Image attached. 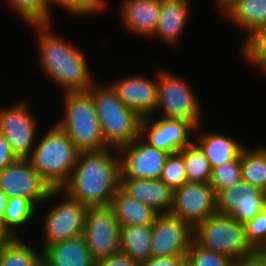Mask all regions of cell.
Returning <instances> with one entry per match:
<instances>
[{"mask_svg": "<svg viewBox=\"0 0 266 266\" xmlns=\"http://www.w3.org/2000/svg\"><path fill=\"white\" fill-rule=\"evenodd\" d=\"M65 199L59 204L50 207L44 222V250L58 242L66 241L84 234L85 217L88 207L66 192Z\"/></svg>", "mask_w": 266, "mask_h": 266, "instance_id": "10", "label": "cell"}, {"mask_svg": "<svg viewBox=\"0 0 266 266\" xmlns=\"http://www.w3.org/2000/svg\"><path fill=\"white\" fill-rule=\"evenodd\" d=\"M13 237L5 229L2 219H0V249L9 242Z\"/></svg>", "mask_w": 266, "mask_h": 266, "instance_id": "41", "label": "cell"}, {"mask_svg": "<svg viewBox=\"0 0 266 266\" xmlns=\"http://www.w3.org/2000/svg\"><path fill=\"white\" fill-rule=\"evenodd\" d=\"M244 226L246 239L255 250L266 246V207Z\"/></svg>", "mask_w": 266, "mask_h": 266, "instance_id": "36", "label": "cell"}, {"mask_svg": "<svg viewBox=\"0 0 266 266\" xmlns=\"http://www.w3.org/2000/svg\"><path fill=\"white\" fill-rule=\"evenodd\" d=\"M151 118H142L140 125V137L149 145L174 154L192 143L190 134H194L195 127L188 121L163 117L153 121Z\"/></svg>", "mask_w": 266, "mask_h": 266, "instance_id": "15", "label": "cell"}, {"mask_svg": "<svg viewBox=\"0 0 266 266\" xmlns=\"http://www.w3.org/2000/svg\"><path fill=\"white\" fill-rule=\"evenodd\" d=\"M64 117L56 124L81 151H99L108 148L102 133L96 107L88 92H64Z\"/></svg>", "mask_w": 266, "mask_h": 266, "instance_id": "5", "label": "cell"}, {"mask_svg": "<svg viewBox=\"0 0 266 266\" xmlns=\"http://www.w3.org/2000/svg\"><path fill=\"white\" fill-rule=\"evenodd\" d=\"M34 147L28 158L32 167L51 189H62L71 176L80 151L57 124Z\"/></svg>", "mask_w": 266, "mask_h": 266, "instance_id": "4", "label": "cell"}, {"mask_svg": "<svg viewBox=\"0 0 266 266\" xmlns=\"http://www.w3.org/2000/svg\"><path fill=\"white\" fill-rule=\"evenodd\" d=\"M26 104L19 102L10 108H0V133L18 159H28L36 141L37 120Z\"/></svg>", "mask_w": 266, "mask_h": 266, "instance_id": "12", "label": "cell"}, {"mask_svg": "<svg viewBox=\"0 0 266 266\" xmlns=\"http://www.w3.org/2000/svg\"><path fill=\"white\" fill-rule=\"evenodd\" d=\"M160 180L173 191L188 182L183 155L180 152L170 154L167 157Z\"/></svg>", "mask_w": 266, "mask_h": 266, "instance_id": "33", "label": "cell"}, {"mask_svg": "<svg viewBox=\"0 0 266 266\" xmlns=\"http://www.w3.org/2000/svg\"><path fill=\"white\" fill-rule=\"evenodd\" d=\"M186 256L150 257L147 261L139 263V266H184Z\"/></svg>", "mask_w": 266, "mask_h": 266, "instance_id": "38", "label": "cell"}, {"mask_svg": "<svg viewBox=\"0 0 266 266\" xmlns=\"http://www.w3.org/2000/svg\"><path fill=\"white\" fill-rule=\"evenodd\" d=\"M48 10H50L51 5L54 3L59 5L64 9V11L75 15H93L94 13H99L101 9L105 8L104 0H45Z\"/></svg>", "mask_w": 266, "mask_h": 266, "instance_id": "35", "label": "cell"}, {"mask_svg": "<svg viewBox=\"0 0 266 266\" xmlns=\"http://www.w3.org/2000/svg\"><path fill=\"white\" fill-rule=\"evenodd\" d=\"M188 0H161L158 23L153 34L169 45L176 44L185 29L189 13Z\"/></svg>", "mask_w": 266, "mask_h": 266, "instance_id": "21", "label": "cell"}, {"mask_svg": "<svg viewBox=\"0 0 266 266\" xmlns=\"http://www.w3.org/2000/svg\"><path fill=\"white\" fill-rule=\"evenodd\" d=\"M120 178L160 179L170 153L146 143L140 136L118 149Z\"/></svg>", "mask_w": 266, "mask_h": 266, "instance_id": "13", "label": "cell"}, {"mask_svg": "<svg viewBox=\"0 0 266 266\" xmlns=\"http://www.w3.org/2000/svg\"><path fill=\"white\" fill-rule=\"evenodd\" d=\"M46 266H94L83 235L58 242L42 250Z\"/></svg>", "mask_w": 266, "mask_h": 266, "instance_id": "20", "label": "cell"}, {"mask_svg": "<svg viewBox=\"0 0 266 266\" xmlns=\"http://www.w3.org/2000/svg\"><path fill=\"white\" fill-rule=\"evenodd\" d=\"M217 212L245 224L266 207V193L258 187L241 181L216 195Z\"/></svg>", "mask_w": 266, "mask_h": 266, "instance_id": "16", "label": "cell"}, {"mask_svg": "<svg viewBox=\"0 0 266 266\" xmlns=\"http://www.w3.org/2000/svg\"><path fill=\"white\" fill-rule=\"evenodd\" d=\"M15 12L26 23L42 24L50 23L51 13L48 10L45 0H8Z\"/></svg>", "mask_w": 266, "mask_h": 266, "instance_id": "32", "label": "cell"}, {"mask_svg": "<svg viewBox=\"0 0 266 266\" xmlns=\"http://www.w3.org/2000/svg\"><path fill=\"white\" fill-rule=\"evenodd\" d=\"M234 266H266V256L261 250H255L253 253L235 261Z\"/></svg>", "mask_w": 266, "mask_h": 266, "instance_id": "40", "label": "cell"}, {"mask_svg": "<svg viewBox=\"0 0 266 266\" xmlns=\"http://www.w3.org/2000/svg\"><path fill=\"white\" fill-rule=\"evenodd\" d=\"M216 213V194L209 183L186 182L174 190L170 214L192 228Z\"/></svg>", "mask_w": 266, "mask_h": 266, "instance_id": "11", "label": "cell"}, {"mask_svg": "<svg viewBox=\"0 0 266 266\" xmlns=\"http://www.w3.org/2000/svg\"><path fill=\"white\" fill-rule=\"evenodd\" d=\"M120 79L109 84L118 98L141 118L154 115L157 104V76L155 80L140 75H129Z\"/></svg>", "mask_w": 266, "mask_h": 266, "instance_id": "17", "label": "cell"}, {"mask_svg": "<svg viewBox=\"0 0 266 266\" xmlns=\"http://www.w3.org/2000/svg\"><path fill=\"white\" fill-rule=\"evenodd\" d=\"M157 104L155 111L164 114L163 118L188 121L195 128L200 126L201 105L187 80L163 68L157 72Z\"/></svg>", "mask_w": 266, "mask_h": 266, "instance_id": "7", "label": "cell"}, {"mask_svg": "<svg viewBox=\"0 0 266 266\" xmlns=\"http://www.w3.org/2000/svg\"><path fill=\"white\" fill-rule=\"evenodd\" d=\"M8 198L9 197L6 195V193L0 189V219H3Z\"/></svg>", "mask_w": 266, "mask_h": 266, "instance_id": "42", "label": "cell"}, {"mask_svg": "<svg viewBox=\"0 0 266 266\" xmlns=\"http://www.w3.org/2000/svg\"><path fill=\"white\" fill-rule=\"evenodd\" d=\"M228 21L246 31V37L266 24V0H238L224 15Z\"/></svg>", "mask_w": 266, "mask_h": 266, "instance_id": "25", "label": "cell"}, {"mask_svg": "<svg viewBox=\"0 0 266 266\" xmlns=\"http://www.w3.org/2000/svg\"><path fill=\"white\" fill-rule=\"evenodd\" d=\"M193 241L205 250L235 261L255 251L246 239L244 224L226 214L216 213L196 225Z\"/></svg>", "mask_w": 266, "mask_h": 266, "instance_id": "6", "label": "cell"}, {"mask_svg": "<svg viewBox=\"0 0 266 266\" xmlns=\"http://www.w3.org/2000/svg\"><path fill=\"white\" fill-rule=\"evenodd\" d=\"M110 147L81 151L62 191L87 207L108 206L120 185V157Z\"/></svg>", "mask_w": 266, "mask_h": 266, "instance_id": "1", "label": "cell"}, {"mask_svg": "<svg viewBox=\"0 0 266 266\" xmlns=\"http://www.w3.org/2000/svg\"><path fill=\"white\" fill-rule=\"evenodd\" d=\"M224 14L238 0H217Z\"/></svg>", "mask_w": 266, "mask_h": 266, "instance_id": "43", "label": "cell"}, {"mask_svg": "<svg viewBox=\"0 0 266 266\" xmlns=\"http://www.w3.org/2000/svg\"><path fill=\"white\" fill-rule=\"evenodd\" d=\"M193 241V228L178 217L158 214L152 224V257L186 256Z\"/></svg>", "mask_w": 266, "mask_h": 266, "instance_id": "14", "label": "cell"}, {"mask_svg": "<svg viewBox=\"0 0 266 266\" xmlns=\"http://www.w3.org/2000/svg\"><path fill=\"white\" fill-rule=\"evenodd\" d=\"M244 42L241 47L243 57L266 72V24L256 28Z\"/></svg>", "mask_w": 266, "mask_h": 266, "instance_id": "31", "label": "cell"}, {"mask_svg": "<svg viewBox=\"0 0 266 266\" xmlns=\"http://www.w3.org/2000/svg\"><path fill=\"white\" fill-rule=\"evenodd\" d=\"M188 182L209 183L211 166L202 149L193 141L180 151Z\"/></svg>", "mask_w": 266, "mask_h": 266, "instance_id": "29", "label": "cell"}, {"mask_svg": "<svg viewBox=\"0 0 266 266\" xmlns=\"http://www.w3.org/2000/svg\"><path fill=\"white\" fill-rule=\"evenodd\" d=\"M261 251L265 254V256H266V246L265 247H263L262 249H261Z\"/></svg>", "mask_w": 266, "mask_h": 266, "instance_id": "44", "label": "cell"}, {"mask_svg": "<svg viewBox=\"0 0 266 266\" xmlns=\"http://www.w3.org/2000/svg\"><path fill=\"white\" fill-rule=\"evenodd\" d=\"M247 149L241 151L242 181L266 193V146Z\"/></svg>", "mask_w": 266, "mask_h": 266, "instance_id": "26", "label": "cell"}, {"mask_svg": "<svg viewBox=\"0 0 266 266\" xmlns=\"http://www.w3.org/2000/svg\"><path fill=\"white\" fill-rule=\"evenodd\" d=\"M120 252L134 261H147L151 254L152 225L120 226Z\"/></svg>", "mask_w": 266, "mask_h": 266, "instance_id": "24", "label": "cell"}, {"mask_svg": "<svg viewBox=\"0 0 266 266\" xmlns=\"http://www.w3.org/2000/svg\"><path fill=\"white\" fill-rule=\"evenodd\" d=\"M4 135L0 133V172L17 160Z\"/></svg>", "mask_w": 266, "mask_h": 266, "instance_id": "39", "label": "cell"}, {"mask_svg": "<svg viewBox=\"0 0 266 266\" xmlns=\"http://www.w3.org/2000/svg\"><path fill=\"white\" fill-rule=\"evenodd\" d=\"M120 224L108 206L88 207L84 238L94 261L120 252Z\"/></svg>", "mask_w": 266, "mask_h": 266, "instance_id": "8", "label": "cell"}, {"mask_svg": "<svg viewBox=\"0 0 266 266\" xmlns=\"http://www.w3.org/2000/svg\"><path fill=\"white\" fill-rule=\"evenodd\" d=\"M188 266H234L235 260L213 251H208L192 241L186 255Z\"/></svg>", "mask_w": 266, "mask_h": 266, "instance_id": "34", "label": "cell"}, {"mask_svg": "<svg viewBox=\"0 0 266 266\" xmlns=\"http://www.w3.org/2000/svg\"><path fill=\"white\" fill-rule=\"evenodd\" d=\"M87 92L94 101L108 147L117 151L140 136L142 118L118 98L109 83H94Z\"/></svg>", "mask_w": 266, "mask_h": 266, "instance_id": "3", "label": "cell"}, {"mask_svg": "<svg viewBox=\"0 0 266 266\" xmlns=\"http://www.w3.org/2000/svg\"><path fill=\"white\" fill-rule=\"evenodd\" d=\"M119 188L129 197L150 206L158 214H169L174 191L160 179L120 178Z\"/></svg>", "mask_w": 266, "mask_h": 266, "instance_id": "18", "label": "cell"}, {"mask_svg": "<svg viewBox=\"0 0 266 266\" xmlns=\"http://www.w3.org/2000/svg\"><path fill=\"white\" fill-rule=\"evenodd\" d=\"M160 5L161 0H125L121 5V15L126 29L138 35L153 36Z\"/></svg>", "mask_w": 266, "mask_h": 266, "instance_id": "19", "label": "cell"}, {"mask_svg": "<svg viewBox=\"0 0 266 266\" xmlns=\"http://www.w3.org/2000/svg\"><path fill=\"white\" fill-rule=\"evenodd\" d=\"M36 206L28 199L15 196L8 198L3 215V225L9 234L16 238L19 227H23L34 218Z\"/></svg>", "mask_w": 266, "mask_h": 266, "instance_id": "28", "label": "cell"}, {"mask_svg": "<svg viewBox=\"0 0 266 266\" xmlns=\"http://www.w3.org/2000/svg\"><path fill=\"white\" fill-rule=\"evenodd\" d=\"M110 206L120 226L152 225L158 215L150 206L129 197L120 188L114 194Z\"/></svg>", "mask_w": 266, "mask_h": 266, "instance_id": "23", "label": "cell"}, {"mask_svg": "<svg viewBox=\"0 0 266 266\" xmlns=\"http://www.w3.org/2000/svg\"><path fill=\"white\" fill-rule=\"evenodd\" d=\"M94 266H139V263L126 254L118 252L107 258L95 261Z\"/></svg>", "mask_w": 266, "mask_h": 266, "instance_id": "37", "label": "cell"}, {"mask_svg": "<svg viewBox=\"0 0 266 266\" xmlns=\"http://www.w3.org/2000/svg\"><path fill=\"white\" fill-rule=\"evenodd\" d=\"M241 181L242 175L240 153V155L236 159L213 167L211 170L209 184L217 195L220 191L238 185Z\"/></svg>", "mask_w": 266, "mask_h": 266, "instance_id": "30", "label": "cell"}, {"mask_svg": "<svg viewBox=\"0 0 266 266\" xmlns=\"http://www.w3.org/2000/svg\"><path fill=\"white\" fill-rule=\"evenodd\" d=\"M198 131V133H197ZM200 126L195 128L197 136L194 141L204 152L211 168L236 159L245 147L230 136L213 133H200Z\"/></svg>", "mask_w": 266, "mask_h": 266, "instance_id": "22", "label": "cell"}, {"mask_svg": "<svg viewBox=\"0 0 266 266\" xmlns=\"http://www.w3.org/2000/svg\"><path fill=\"white\" fill-rule=\"evenodd\" d=\"M0 189L9 198L20 196L35 206L62 193V189H51L28 159H17L0 172Z\"/></svg>", "mask_w": 266, "mask_h": 266, "instance_id": "9", "label": "cell"}, {"mask_svg": "<svg viewBox=\"0 0 266 266\" xmlns=\"http://www.w3.org/2000/svg\"><path fill=\"white\" fill-rule=\"evenodd\" d=\"M35 250L19 237L12 238L0 249V266H40L42 251Z\"/></svg>", "mask_w": 266, "mask_h": 266, "instance_id": "27", "label": "cell"}, {"mask_svg": "<svg viewBox=\"0 0 266 266\" xmlns=\"http://www.w3.org/2000/svg\"><path fill=\"white\" fill-rule=\"evenodd\" d=\"M51 25L33 24L38 32L40 66L65 93L87 92L95 81L84 52L50 32Z\"/></svg>", "mask_w": 266, "mask_h": 266, "instance_id": "2", "label": "cell"}]
</instances>
